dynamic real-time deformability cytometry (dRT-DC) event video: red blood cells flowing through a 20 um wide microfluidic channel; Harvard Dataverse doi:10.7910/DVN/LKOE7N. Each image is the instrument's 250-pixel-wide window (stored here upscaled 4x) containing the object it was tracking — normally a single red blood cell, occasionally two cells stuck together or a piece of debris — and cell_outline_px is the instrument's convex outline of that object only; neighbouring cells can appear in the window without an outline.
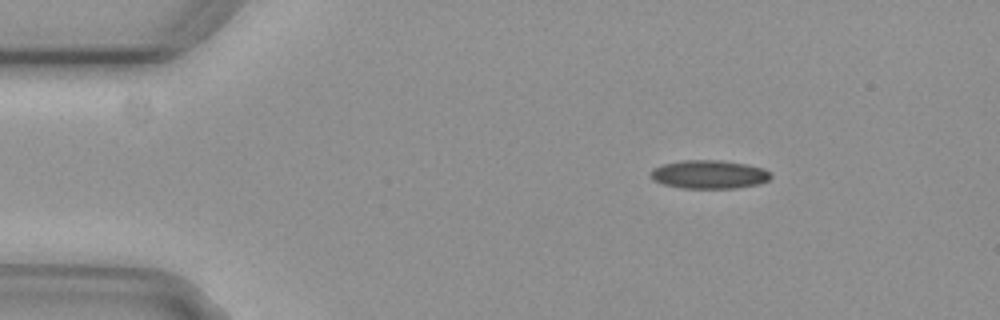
{"species": "common noctule bat (a hibernating species)", "species_latin": "Nyctalus noctula", "temperature_condition": "cold", "stored_images_in_passage": 4, "camera_frame_rate_fps": 3000, "um_per_image_px": 0.085, "animal": {"sex": "female", "body_mass_g": 29.2, "forearm_length_mm": 56.3}, "frame": {"image": 1, "passage_image": 2, "time_ms": 0.333, "image_size_px": [1000, 320], "cell_outline_px": [[772, 176], [768, 180], [756, 184], [736, 188], [680, 188], [664, 184], [652, 180], [648, 176], [648, 172], [652, 168], [664, 164], [684, 160], [720, 160], [744, 164], [764, 168]], "centroid_in_image_um": [60.2, 14.82], "position_along_channel_um": 24.8, "area_um2": 19.94}}
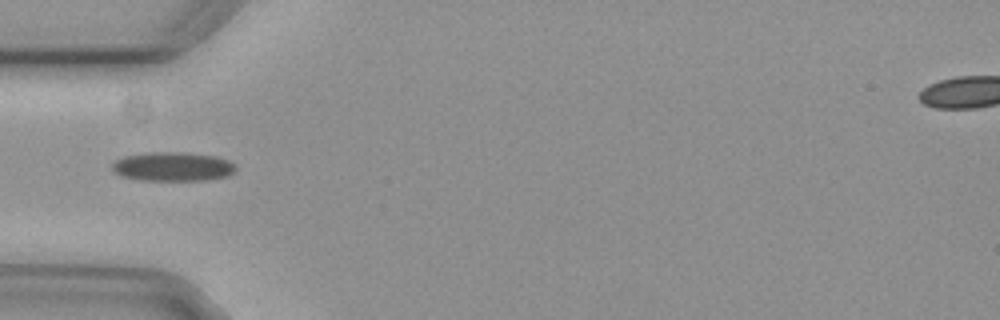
{"frame": {"image": 2, "passage_image": 4, "time_ms": 1.0, "image_size_px": [1000, 320], "cell_outline_px": [[236, 168], [228, 176], [204, 180], [140, 180], [120, 176], [112, 168], [112, 164], [116, 160], [124, 156], [152, 152], [184, 152], [216, 156], [228, 160], [236, 164]], "centroid_in_image_um": [14.7, 14.16], "position_along_channel_um": 70.3, "area_um2": 20.92}}